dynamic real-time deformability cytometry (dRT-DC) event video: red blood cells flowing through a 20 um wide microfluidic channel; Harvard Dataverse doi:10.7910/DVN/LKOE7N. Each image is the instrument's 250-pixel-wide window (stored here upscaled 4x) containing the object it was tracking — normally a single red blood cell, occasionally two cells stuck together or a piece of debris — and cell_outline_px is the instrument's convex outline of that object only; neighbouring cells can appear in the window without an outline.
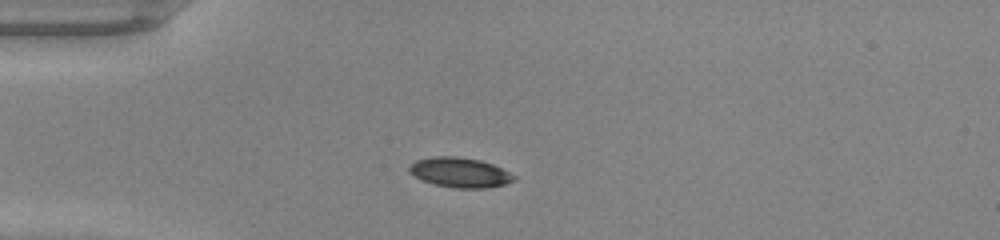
{"species": "common noctule bat (a hibernating species)", "species_latin": "Nyctalus noctula", "temperature_condition": "warm", "stored_images_in_passage": 36, "camera_frame_rate_fps": 3000, "um_per_image_px": 0.085, "animal": {"sex": "male", "body_mass_g": 20.0, "forearm_length_mm": 53.3}, "frame": {"image": 1, "passage_image": 1, "time_ms": 0.0, "image_size_px": [1000, 240], "cell_outline_px": [[516, 180], [504, 184], [488, 188], [456, 188], [436, 184], [424, 180], [408, 172], [408, 168], [416, 160], [432, 156], [456, 156], [480, 160], [492, 164], [516, 176]], "centroid_in_image_um": [39.1, 14.65], "position_along_channel_um": 45.9, "area_um2": 18.03}}
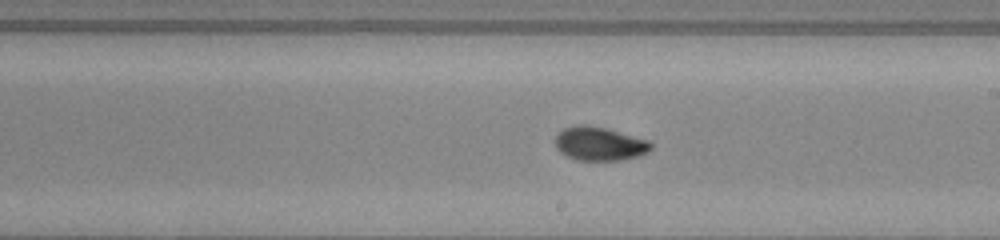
{"frame": {"image": 2, "passage_image": 16, "time_ms": 5.0, "image_size_px": [1000, 240], "cell_outline_px": [[652, 148], [648, 152], [640, 156], [620, 160], [576, 160], [560, 152], [556, 148], [556, 136], [564, 128], [576, 124], [588, 124], [608, 128], [648, 140], [652, 144]], "centroid_in_image_um": [50.97, 12.2], "position_along_channel_um": 238.0, "area_um2": 18.96}}
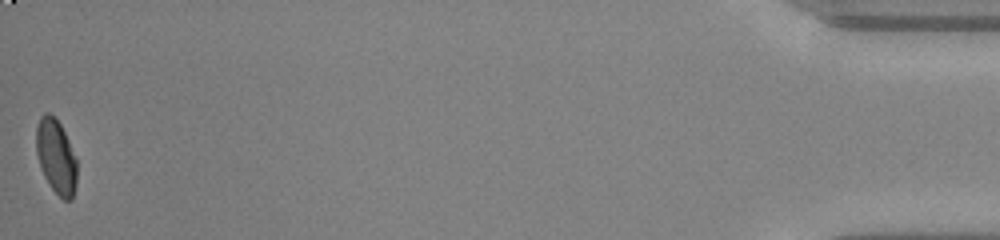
{"frame": {"image": 3, "passage_image": 36, "time_ms": 11.667, "image_size_px": [1000, 240], "cell_outline_px": [[76, 184], [72, 200], [64, 200], [52, 188], [44, 176], [40, 168], [36, 152], [36, 128], [40, 116], [44, 112], [48, 112], [60, 124], [76, 156]], "centroid_in_image_um": [4.76, 13.3], "position_along_channel_um": 430.4, "area_um2": 17.57}, "authors_computed_cell_mechanics": {"area_um2": 18.3515, "velocity_mm_per_s": 4.2899, "shape_relaxation_time_tau1_ms": 4.334, "shape_relaxation_time_tau2_ms": 1.4797, "deformation_change_tau1": 0.1754, "deformation_change_tau2": 0.0471}}